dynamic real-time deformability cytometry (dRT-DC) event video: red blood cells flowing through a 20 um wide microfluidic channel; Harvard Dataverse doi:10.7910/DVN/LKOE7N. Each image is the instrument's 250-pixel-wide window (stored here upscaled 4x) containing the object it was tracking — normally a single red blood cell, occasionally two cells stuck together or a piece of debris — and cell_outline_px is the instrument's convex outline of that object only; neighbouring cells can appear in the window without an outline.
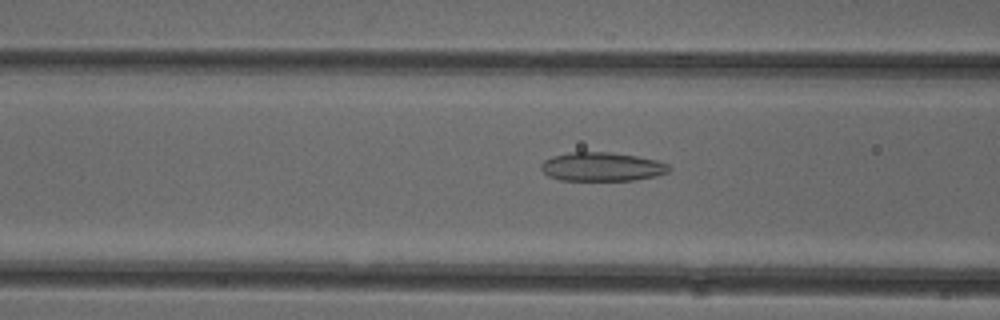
{"species": "common noctule bat (a hibernating species)", "species_latin": "Nyctalus noctula", "temperature_condition": "cold", "stored_images_in_passage": 52, "camera_frame_rate_fps": 3000, "um_per_image_px": 0.085, "animal": {"sex": "female"}, "frame": {"image": 1, "passage_image": 20, "time_ms": 6.333, "image_size_px": [1000, 320], "cell_outline_px": [[668, 172], [656, 176], [632, 180], [560, 180], [548, 176], [540, 168], [540, 164], [544, 160], [552, 156], [568, 152], [612, 152], [636, 156], [656, 160], [668, 164]], "centroid_in_image_um": [51.12, 14.17], "position_along_channel_um": 115.5, "area_um2": 21.44}}
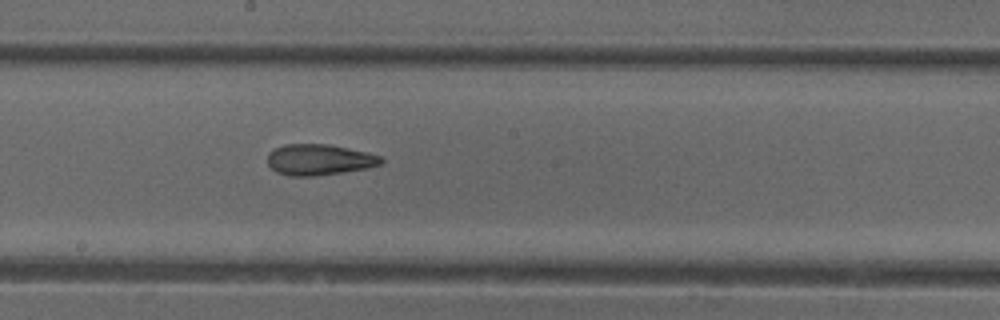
{"frame": {"image": 2, "passage_image": 28, "time_ms": 9.0, "image_size_px": [1000, 320], "cell_outline_px": [[384, 160], [380, 164], [368, 168], [316, 176], [288, 176], [276, 172], [268, 164], [268, 152], [284, 144], [328, 144], [368, 152], [380, 156]], "centroid_in_image_um": [27.12, 13.57], "position_along_channel_um": 221.1, "area_um2": 20.52}}
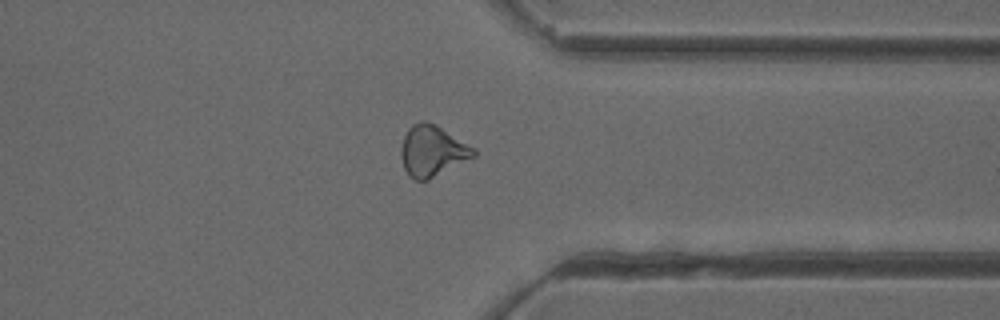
{"frame": {"image": 3, "passage_image": 40, "time_ms": 13.0, "image_size_px": [1000, 320], "cell_outline_px": [[476, 156], [428, 180], [412, 180], [408, 176], [404, 168], [400, 156], [400, 148], [404, 136], [408, 128], [412, 124], [420, 120], [428, 120], [436, 124], [476, 148]], "centroid_in_image_um": [36.74, 12.81], "position_along_channel_um": 374.7, "area_um2": 21.96}, "authors_computed_cell_mechanics": {"area_um2": 21.5594, "velocity_mm_per_s": 3.9511, "shape_relaxation_time_tau1_ms": null, "shape_relaxation_time_tau2_ms": 2.4112, "deformation_change_tau1": null, "deformation_change_tau2": 0.1143}}